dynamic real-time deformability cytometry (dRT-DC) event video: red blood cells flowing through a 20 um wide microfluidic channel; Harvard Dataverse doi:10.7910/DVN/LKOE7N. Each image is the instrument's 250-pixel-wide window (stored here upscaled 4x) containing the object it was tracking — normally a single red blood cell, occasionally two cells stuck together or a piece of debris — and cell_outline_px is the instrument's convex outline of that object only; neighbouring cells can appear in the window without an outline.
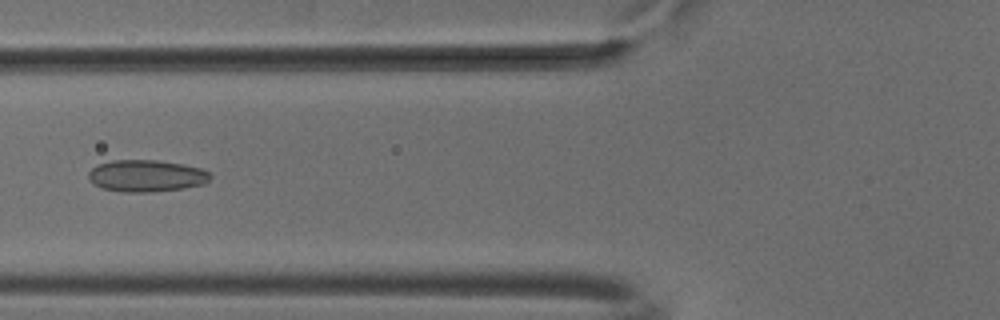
{"species": "common noctule bat (a hibernating species)", "species_latin": "Nyctalus noctula", "temperature_condition": "cold", "stored_images_in_passage": 5, "camera_frame_rate_fps": 3000, "um_per_image_px": 0.085, "animal": {"sex": "male", "body_mass_g": 18.8}, "frame": {"image": 1, "passage_image": 5, "time_ms": 1.333, "image_size_px": [1000, 320], "cell_outline_px": [[212, 176], [204, 184], [184, 188], [152, 192], [120, 192], [100, 188], [88, 180], [88, 172], [96, 164], [112, 160], [156, 160], [184, 164], [200, 168], [208, 172]], "centroid_in_image_um": [12.4, 14.95], "position_along_channel_um": 113.4, "area_um2": 22.89}}